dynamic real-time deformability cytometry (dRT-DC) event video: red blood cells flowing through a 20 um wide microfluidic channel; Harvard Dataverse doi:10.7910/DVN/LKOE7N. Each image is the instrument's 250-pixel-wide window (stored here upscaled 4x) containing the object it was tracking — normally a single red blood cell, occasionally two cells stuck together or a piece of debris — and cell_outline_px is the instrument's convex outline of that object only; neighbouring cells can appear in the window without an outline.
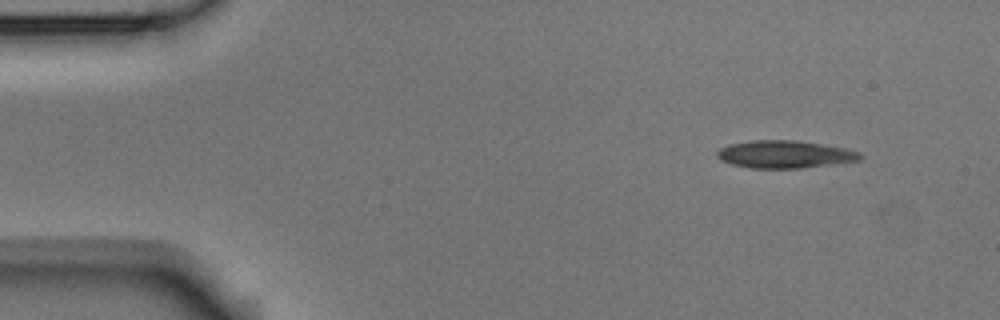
{"species": "Egyptian fruit bat (a non-hibernating species)", "species_latin": "Rousettus aegyptiacus", "temperature_condition": "room temperature", "stored_images_in_passage": 4, "camera_frame_rate_fps": 3000, "um_per_image_px": 0.085, "animal": {"sex": "male"}, "frame": {"image": 1, "passage_image": 2, "time_ms": 0.333, "image_size_px": [1000, 320], "cell_outline_px": [[864, 156], [860, 160], [832, 164], [800, 168], [748, 168], [732, 164], [720, 160], [716, 156], [716, 152], [720, 148], [728, 144], [752, 140], [796, 140], [844, 148], [860, 152]], "centroid_in_image_um": [66.67, 13.12], "position_along_channel_um": 18.3, "area_um2": 23.0}}